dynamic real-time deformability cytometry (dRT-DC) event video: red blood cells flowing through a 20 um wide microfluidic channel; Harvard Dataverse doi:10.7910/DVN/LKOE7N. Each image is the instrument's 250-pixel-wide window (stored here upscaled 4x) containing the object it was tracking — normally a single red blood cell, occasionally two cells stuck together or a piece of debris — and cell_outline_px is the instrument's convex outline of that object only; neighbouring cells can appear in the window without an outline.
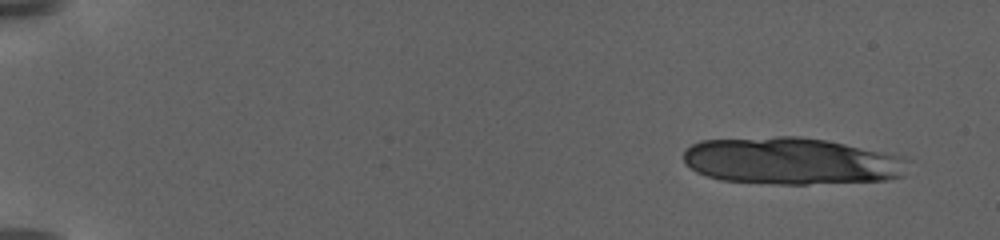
{"species": "human", "species_latin": "Homo sapiens", "temperature_condition": "warm", "stored_images_in_passage": 32, "camera_frame_rate_fps": 3000, "um_per_image_px": 0.085, "donor": {"sex": "female"}, "frame": {"image": 1, "passage_image": 1, "time_ms": 0.0, "image_size_px": [1000, 240], "cell_outline_px": [[904, 176], [884, 180], [808, 184], [776, 184], [720, 180], [696, 172], [684, 160], [684, 148], [700, 140], [776, 136], [800, 136], [824, 140], [904, 156]], "centroid_in_image_um": [67.2, 13.68], "position_along_channel_um": 17.8, "area_um2": 61.27}}
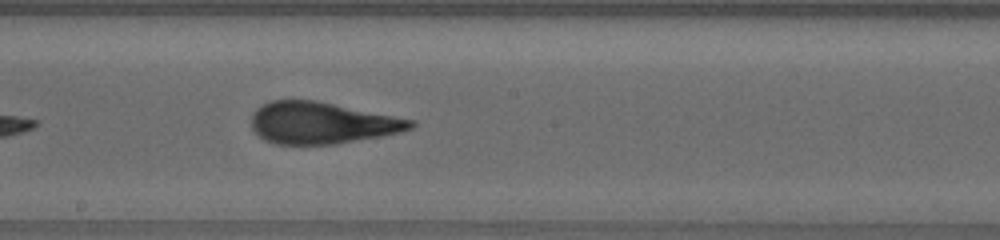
{"frame": {"image": 2, "passage_image": 19, "time_ms": 12.333, "image_size_px": [1000, 240], "cell_outline_px": [[416, 124], [412, 128], [400, 132], [380, 136], [336, 144], [276, 144], [264, 140], [252, 128], [252, 112], [256, 108], [272, 100], [316, 100], [416, 120]], "centroid_in_image_um": [27.36, 10.44], "position_along_channel_um": 220.8, "area_um2": 38.67}}
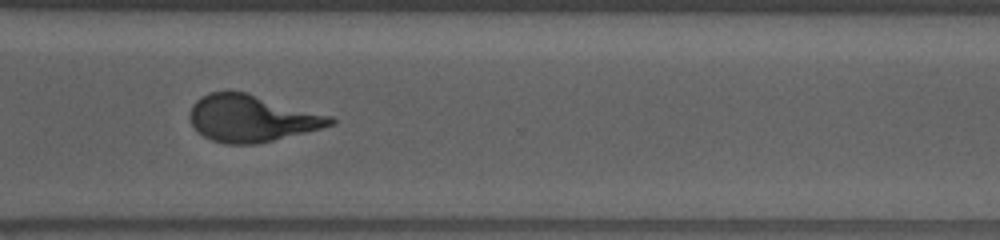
{"frame": {"image": 3, "passage_image": 25, "time_ms": 16.667, "image_size_px": [1000, 240], "cell_outline_px": [[336, 120], [332, 124], [320, 128], [256, 144], [224, 144], [212, 140], [204, 136], [192, 124], [188, 116], [188, 112], [192, 104], [200, 96], [208, 92], [244, 92], [332, 116]], "centroid_in_image_um": [21.33, 10.06], "position_along_channel_um": 349.3, "area_um2": 37.86}, "authors_computed_cell_mechanics": {"area_um2": 39.4485, "velocity_mm_per_s": 2.9726, "shape_relaxation_time_tau1_ms": null, "shape_relaxation_time_tau2_ms": 1.552, "deformation_change_tau1": null, "deformation_change_tau2": 0.1124}}